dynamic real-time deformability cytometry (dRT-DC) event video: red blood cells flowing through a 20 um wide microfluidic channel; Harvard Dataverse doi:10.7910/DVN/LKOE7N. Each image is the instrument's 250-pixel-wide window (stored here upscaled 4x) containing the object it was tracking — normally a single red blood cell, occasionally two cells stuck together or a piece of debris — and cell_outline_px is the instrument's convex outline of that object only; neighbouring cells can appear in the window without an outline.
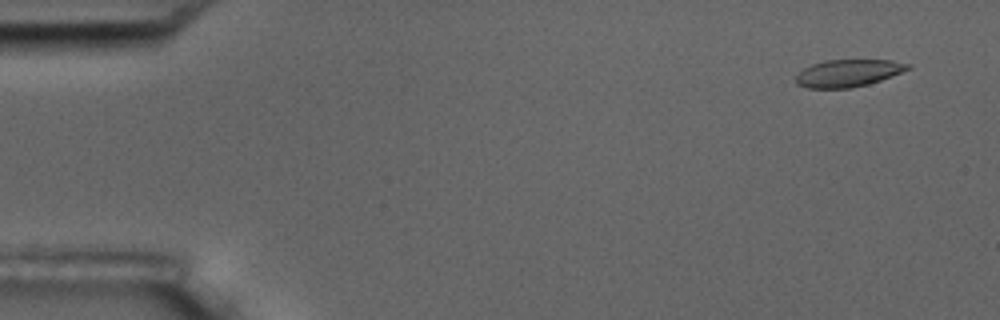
{"species": "common noctule bat (a hibernating species)", "species_latin": "Nyctalus noctula", "temperature_condition": "room temperature", "stored_images_in_passage": 5, "camera_frame_rate_fps": 3000, "um_per_image_px": 0.085, "animal": {"sex": "male", "body_mass_g": 17.5, "forearm_length_mm": 52.3}, "frame": {"image": 1, "passage_image": 1, "time_ms": 0.0, "image_size_px": [1000, 320], "cell_outline_px": [[912, 68], [880, 80], [868, 84], [848, 88], [808, 88], [796, 84], [796, 76], [804, 68], [812, 64], [824, 60], [892, 60], [912, 64]], "centroid_in_image_um": [72.11, 6.2], "position_along_channel_um": 12.9, "area_um2": 17.74}}